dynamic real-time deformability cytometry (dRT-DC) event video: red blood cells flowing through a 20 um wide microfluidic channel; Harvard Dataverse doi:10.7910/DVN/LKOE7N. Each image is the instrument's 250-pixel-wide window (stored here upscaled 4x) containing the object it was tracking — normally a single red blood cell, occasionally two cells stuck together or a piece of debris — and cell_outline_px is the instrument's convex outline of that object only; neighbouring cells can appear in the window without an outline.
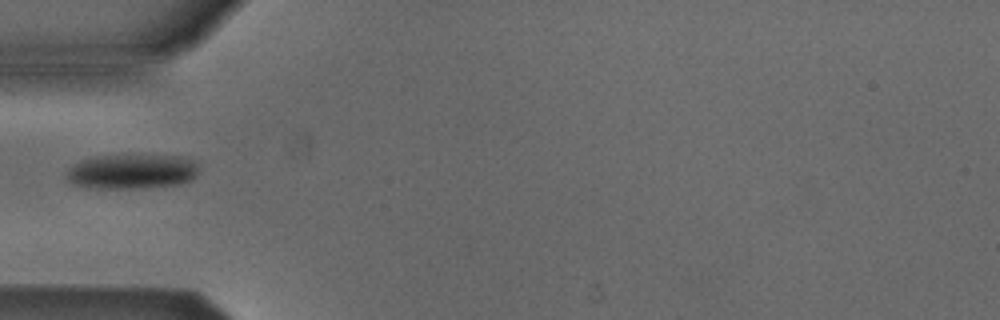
{"species": "Egyptian fruit bat (a non-hibernating species)", "species_latin": "Rousettus aegyptiacus", "temperature_condition": "cold", "stored_images_in_passage": 22, "camera_frame_rate_fps": 3000, "um_per_image_px": 0.085, "animal": {"sex": "male"}, "frame": {"image": 1, "passage_image": 1, "time_ms": 0.0, "image_size_px": [1000, 320], "cell_outline_px": [[200, 172], [192, 180], [180, 184], [144, 188], [88, 188], [72, 184], [64, 176], [64, 172], [72, 164], [80, 160], [96, 156], [180, 156], [192, 160], [200, 168]], "centroid_in_image_um": [11.18, 14.6], "position_along_channel_um": 73.8, "area_um2": 27.11}}
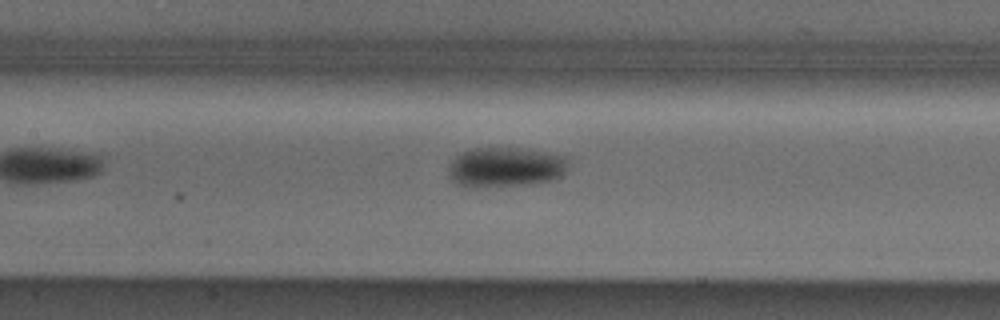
{"frame": {"image": 2, "passage_image": 8, "time_ms": 2.333, "image_size_px": [1000, 320], "cell_outline_px": [[568, 160], [564, 172], [560, 176], [552, 180], [528, 184], [456, 184], [448, 176], [448, 168], [452, 160], [460, 152], [472, 148], [528, 148], [548, 152], [564, 156]], "centroid_in_image_um": [42.98, 14.14], "position_along_channel_um": 164.4, "area_um2": 27.11}}
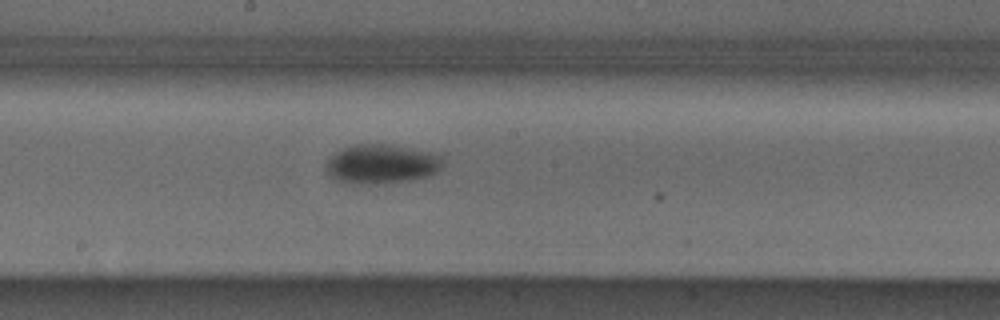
{"frame": {"image": 3, "passage_image": 12, "time_ms": 3.667, "image_size_px": [1000, 320], "cell_outline_px": [[444, 164], [436, 172], [428, 176], [412, 180], [380, 184], [344, 184], [336, 180], [324, 172], [324, 168], [328, 160], [336, 152], [352, 144], [388, 144], [432, 152], [440, 156]], "centroid_in_image_um": [32.39, 13.96], "position_along_channel_um": 215.8, "area_um2": 27.17}}